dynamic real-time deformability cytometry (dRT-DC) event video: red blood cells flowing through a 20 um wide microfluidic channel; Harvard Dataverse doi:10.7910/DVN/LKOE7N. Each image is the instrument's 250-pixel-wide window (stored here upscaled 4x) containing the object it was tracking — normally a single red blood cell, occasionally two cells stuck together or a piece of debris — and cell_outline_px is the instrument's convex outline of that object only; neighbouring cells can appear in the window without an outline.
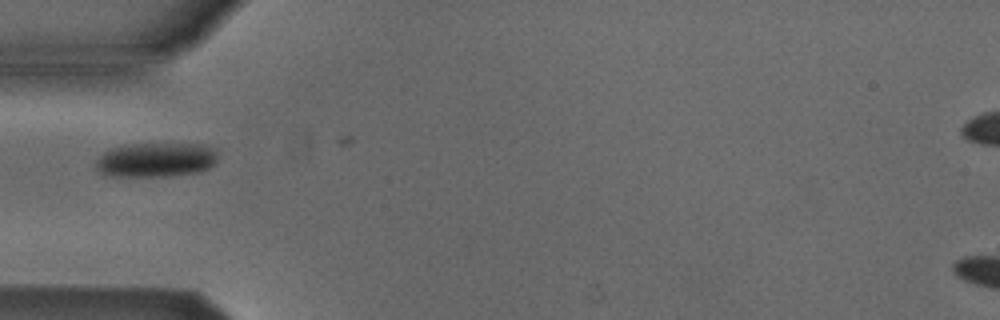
{"species": "Egyptian fruit bat (a non-hibernating species)", "species_latin": "Rousettus aegyptiacus", "temperature_condition": "cold", "stored_images_in_passage": 2, "camera_frame_rate_fps": 3000, "um_per_image_px": 0.085, "animal": {"sex": "male"}, "frame": {"image": 1, "passage_image": 1, "time_ms": 0.0, "image_size_px": [1000, 320], "cell_outline_px": [[216, 160], [208, 168], [200, 172], [172, 176], [104, 176], [96, 172], [96, 160], [104, 152], [112, 148], [136, 144], [204, 144], [216, 148]], "centroid_in_image_um": [13.24, 13.6], "position_along_channel_um": 71.8, "area_um2": 24.62}}